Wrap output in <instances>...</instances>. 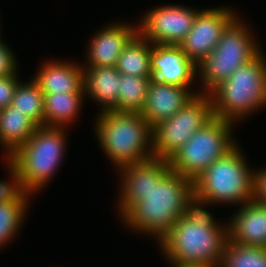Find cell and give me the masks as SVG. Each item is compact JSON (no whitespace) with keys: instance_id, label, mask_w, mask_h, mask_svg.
Here are the masks:
<instances>
[{"instance_id":"1","label":"cell","mask_w":266,"mask_h":267,"mask_svg":"<svg viewBox=\"0 0 266 267\" xmlns=\"http://www.w3.org/2000/svg\"><path fill=\"white\" fill-rule=\"evenodd\" d=\"M193 194L194 181L169 169L144 199L135 202L120 217L129 228L152 235L159 243L183 216L185 204Z\"/></svg>"},{"instance_id":"2","label":"cell","mask_w":266,"mask_h":267,"mask_svg":"<svg viewBox=\"0 0 266 267\" xmlns=\"http://www.w3.org/2000/svg\"><path fill=\"white\" fill-rule=\"evenodd\" d=\"M98 115L97 140L117 169L154 156L153 128L142 114L111 110Z\"/></svg>"},{"instance_id":"3","label":"cell","mask_w":266,"mask_h":267,"mask_svg":"<svg viewBox=\"0 0 266 267\" xmlns=\"http://www.w3.org/2000/svg\"><path fill=\"white\" fill-rule=\"evenodd\" d=\"M208 94L214 117L233 123L262 109L266 106V57L260 51Z\"/></svg>"},{"instance_id":"4","label":"cell","mask_w":266,"mask_h":267,"mask_svg":"<svg viewBox=\"0 0 266 267\" xmlns=\"http://www.w3.org/2000/svg\"><path fill=\"white\" fill-rule=\"evenodd\" d=\"M224 225V226H223ZM197 225L180 217L159 242L171 265H217L229 239L228 224Z\"/></svg>"},{"instance_id":"5","label":"cell","mask_w":266,"mask_h":267,"mask_svg":"<svg viewBox=\"0 0 266 267\" xmlns=\"http://www.w3.org/2000/svg\"><path fill=\"white\" fill-rule=\"evenodd\" d=\"M64 130L39 126L23 145L5 157L17 168L29 194L38 193L58 171L66 149Z\"/></svg>"},{"instance_id":"6","label":"cell","mask_w":266,"mask_h":267,"mask_svg":"<svg viewBox=\"0 0 266 267\" xmlns=\"http://www.w3.org/2000/svg\"><path fill=\"white\" fill-rule=\"evenodd\" d=\"M238 146L217 159L194 180V193L211 205L219 202L243 205L253 200L255 170L248 167Z\"/></svg>"},{"instance_id":"7","label":"cell","mask_w":266,"mask_h":267,"mask_svg":"<svg viewBox=\"0 0 266 267\" xmlns=\"http://www.w3.org/2000/svg\"><path fill=\"white\" fill-rule=\"evenodd\" d=\"M240 19L237 17L227 27L208 57L197 65L203 86L200 93L208 94L219 83L228 79L235 70L262 51L253 39L249 27L247 28Z\"/></svg>"},{"instance_id":"8","label":"cell","mask_w":266,"mask_h":267,"mask_svg":"<svg viewBox=\"0 0 266 267\" xmlns=\"http://www.w3.org/2000/svg\"><path fill=\"white\" fill-rule=\"evenodd\" d=\"M233 122L214 117L169 159L170 169L191 180L217 159L226 155L237 143L232 137Z\"/></svg>"},{"instance_id":"9","label":"cell","mask_w":266,"mask_h":267,"mask_svg":"<svg viewBox=\"0 0 266 267\" xmlns=\"http://www.w3.org/2000/svg\"><path fill=\"white\" fill-rule=\"evenodd\" d=\"M213 118L209 94L195 95L175 115L153 127V157L168 160Z\"/></svg>"},{"instance_id":"10","label":"cell","mask_w":266,"mask_h":267,"mask_svg":"<svg viewBox=\"0 0 266 267\" xmlns=\"http://www.w3.org/2000/svg\"><path fill=\"white\" fill-rule=\"evenodd\" d=\"M201 10L180 5H162L139 20L138 34L152 44L180 45Z\"/></svg>"},{"instance_id":"11","label":"cell","mask_w":266,"mask_h":267,"mask_svg":"<svg viewBox=\"0 0 266 267\" xmlns=\"http://www.w3.org/2000/svg\"><path fill=\"white\" fill-rule=\"evenodd\" d=\"M237 17L232 9L223 6L203 9L197 14L192 29L179 46L198 65L208 57L224 31Z\"/></svg>"},{"instance_id":"12","label":"cell","mask_w":266,"mask_h":267,"mask_svg":"<svg viewBox=\"0 0 266 267\" xmlns=\"http://www.w3.org/2000/svg\"><path fill=\"white\" fill-rule=\"evenodd\" d=\"M169 169V161L158 157L127 164L119 168L118 171L122 176L118 198L119 215L122 216L135 202L144 199L153 184Z\"/></svg>"},{"instance_id":"13","label":"cell","mask_w":266,"mask_h":267,"mask_svg":"<svg viewBox=\"0 0 266 267\" xmlns=\"http://www.w3.org/2000/svg\"><path fill=\"white\" fill-rule=\"evenodd\" d=\"M150 64L152 79L178 87L191 89L198 74L197 65L179 45L153 44Z\"/></svg>"},{"instance_id":"14","label":"cell","mask_w":266,"mask_h":267,"mask_svg":"<svg viewBox=\"0 0 266 267\" xmlns=\"http://www.w3.org/2000/svg\"><path fill=\"white\" fill-rule=\"evenodd\" d=\"M95 34L87 48V64L82 67H116L123 49L138 34V25L117 22Z\"/></svg>"},{"instance_id":"15","label":"cell","mask_w":266,"mask_h":267,"mask_svg":"<svg viewBox=\"0 0 266 267\" xmlns=\"http://www.w3.org/2000/svg\"><path fill=\"white\" fill-rule=\"evenodd\" d=\"M191 91L193 90L151 79L140 114L153 128L158 123L175 115L190 99L200 93Z\"/></svg>"},{"instance_id":"16","label":"cell","mask_w":266,"mask_h":267,"mask_svg":"<svg viewBox=\"0 0 266 267\" xmlns=\"http://www.w3.org/2000/svg\"><path fill=\"white\" fill-rule=\"evenodd\" d=\"M228 222V237L241 245L266 247V206L246 202Z\"/></svg>"},{"instance_id":"17","label":"cell","mask_w":266,"mask_h":267,"mask_svg":"<svg viewBox=\"0 0 266 267\" xmlns=\"http://www.w3.org/2000/svg\"><path fill=\"white\" fill-rule=\"evenodd\" d=\"M73 62L53 60L41 65L33 80L44 94L84 93L83 67Z\"/></svg>"},{"instance_id":"18","label":"cell","mask_w":266,"mask_h":267,"mask_svg":"<svg viewBox=\"0 0 266 267\" xmlns=\"http://www.w3.org/2000/svg\"><path fill=\"white\" fill-rule=\"evenodd\" d=\"M121 73L116 67H83V89L102 106L99 113L111 111L117 104Z\"/></svg>"},{"instance_id":"19","label":"cell","mask_w":266,"mask_h":267,"mask_svg":"<svg viewBox=\"0 0 266 267\" xmlns=\"http://www.w3.org/2000/svg\"><path fill=\"white\" fill-rule=\"evenodd\" d=\"M84 98V93L44 94V126L67 129L77 119Z\"/></svg>"},{"instance_id":"20","label":"cell","mask_w":266,"mask_h":267,"mask_svg":"<svg viewBox=\"0 0 266 267\" xmlns=\"http://www.w3.org/2000/svg\"><path fill=\"white\" fill-rule=\"evenodd\" d=\"M37 126L11 105L0 110V144L9 157L34 133Z\"/></svg>"},{"instance_id":"21","label":"cell","mask_w":266,"mask_h":267,"mask_svg":"<svg viewBox=\"0 0 266 267\" xmlns=\"http://www.w3.org/2000/svg\"><path fill=\"white\" fill-rule=\"evenodd\" d=\"M153 44L137 34L123 49L116 69L124 75L152 78L150 54Z\"/></svg>"},{"instance_id":"22","label":"cell","mask_w":266,"mask_h":267,"mask_svg":"<svg viewBox=\"0 0 266 267\" xmlns=\"http://www.w3.org/2000/svg\"><path fill=\"white\" fill-rule=\"evenodd\" d=\"M11 106L27 116L37 127L44 126V93L34 80L18 83Z\"/></svg>"},{"instance_id":"23","label":"cell","mask_w":266,"mask_h":267,"mask_svg":"<svg viewBox=\"0 0 266 267\" xmlns=\"http://www.w3.org/2000/svg\"><path fill=\"white\" fill-rule=\"evenodd\" d=\"M152 78L120 75L117 104L113 111L140 113Z\"/></svg>"},{"instance_id":"24","label":"cell","mask_w":266,"mask_h":267,"mask_svg":"<svg viewBox=\"0 0 266 267\" xmlns=\"http://www.w3.org/2000/svg\"><path fill=\"white\" fill-rule=\"evenodd\" d=\"M219 267H266V247L241 245L228 239Z\"/></svg>"},{"instance_id":"25","label":"cell","mask_w":266,"mask_h":267,"mask_svg":"<svg viewBox=\"0 0 266 267\" xmlns=\"http://www.w3.org/2000/svg\"><path fill=\"white\" fill-rule=\"evenodd\" d=\"M29 202L0 203V246L10 243L18 233ZM10 241V242H9ZM0 247V249H1Z\"/></svg>"},{"instance_id":"26","label":"cell","mask_w":266,"mask_h":267,"mask_svg":"<svg viewBox=\"0 0 266 267\" xmlns=\"http://www.w3.org/2000/svg\"><path fill=\"white\" fill-rule=\"evenodd\" d=\"M7 167L10 170L11 181L0 180V203L11 202H30L29 194L23 187L22 180L17 171V168L6 159Z\"/></svg>"},{"instance_id":"27","label":"cell","mask_w":266,"mask_h":267,"mask_svg":"<svg viewBox=\"0 0 266 267\" xmlns=\"http://www.w3.org/2000/svg\"><path fill=\"white\" fill-rule=\"evenodd\" d=\"M206 204L210 206L211 203L194 193L185 204L183 216L197 225L215 227L218 223L214 220L213 215L205 209L204 205Z\"/></svg>"},{"instance_id":"28","label":"cell","mask_w":266,"mask_h":267,"mask_svg":"<svg viewBox=\"0 0 266 267\" xmlns=\"http://www.w3.org/2000/svg\"><path fill=\"white\" fill-rule=\"evenodd\" d=\"M16 55L2 38L0 39V77L10 76L18 71Z\"/></svg>"},{"instance_id":"29","label":"cell","mask_w":266,"mask_h":267,"mask_svg":"<svg viewBox=\"0 0 266 267\" xmlns=\"http://www.w3.org/2000/svg\"><path fill=\"white\" fill-rule=\"evenodd\" d=\"M18 72L0 77V110L11 105L14 91L20 82Z\"/></svg>"},{"instance_id":"30","label":"cell","mask_w":266,"mask_h":267,"mask_svg":"<svg viewBox=\"0 0 266 267\" xmlns=\"http://www.w3.org/2000/svg\"><path fill=\"white\" fill-rule=\"evenodd\" d=\"M253 200L266 206V167L255 170Z\"/></svg>"},{"instance_id":"31","label":"cell","mask_w":266,"mask_h":267,"mask_svg":"<svg viewBox=\"0 0 266 267\" xmlns=\"http://www.w3.org/2000/svg\"><path fill=\"white\" fill-rule=\"evenodd\" d=\"M172 267H219L217 265L205 264V265H172Z\"/></svg>"}]
</instances>
